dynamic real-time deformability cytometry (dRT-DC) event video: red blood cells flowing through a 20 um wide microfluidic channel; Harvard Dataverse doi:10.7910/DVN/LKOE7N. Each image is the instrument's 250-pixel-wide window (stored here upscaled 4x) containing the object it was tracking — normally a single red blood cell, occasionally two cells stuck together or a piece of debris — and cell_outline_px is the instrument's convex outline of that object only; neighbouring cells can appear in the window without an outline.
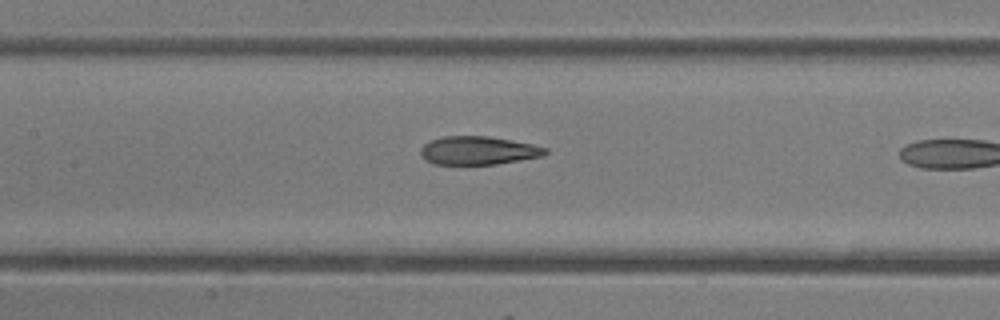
{"species": "common noctule bat (a hibernating species)", "species_latin": "Nyctalus noctula", "temperature_condition": "room temperature", "stored_images_in_passage": 8, "camera_frame_rate_fps": 3000, "um_per_image_px": 0.085, "animal": {"sex": "female"}, "frame": {"image": 1, "passage_image": 7, "time_ms": 2.0, "image_size_px": [1000, 320], "cell_outline_px": [[548, 152], [544, 156], [496, 164], [432, 164], [420, 152], [420, 148], [424, 144], [432, 140], [444, 136], [488, 136], [512, 140], [532, 144], [548, 148]], "centroid_in_image_um": [40.69, 12.79], "position_along_channel_um": 166.7, "area_um2": 20.52}}